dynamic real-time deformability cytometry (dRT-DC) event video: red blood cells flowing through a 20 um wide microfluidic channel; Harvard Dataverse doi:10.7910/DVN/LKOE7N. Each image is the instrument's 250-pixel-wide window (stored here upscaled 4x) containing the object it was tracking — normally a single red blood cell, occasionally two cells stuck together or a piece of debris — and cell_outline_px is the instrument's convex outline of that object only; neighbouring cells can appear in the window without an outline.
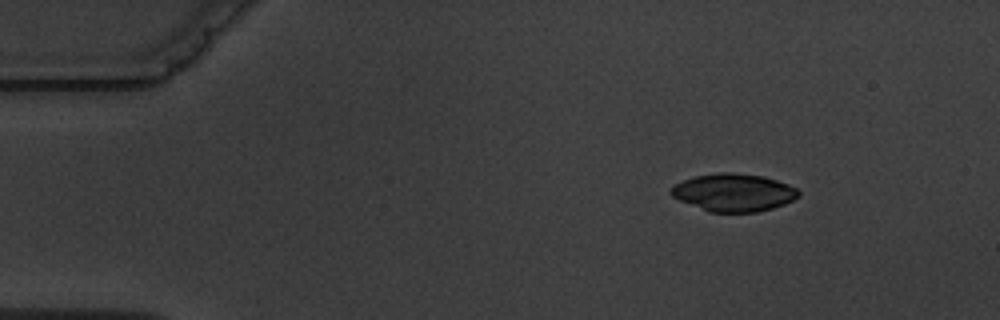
{"species": "common noctule bat (a hibernating species)", "species_latin": "Nyctalus noctula", "temperature_condition": "warm", "stored_images_in_passage": 5, "camera_frame_rate_fps": 3000, "um_per_image_px": 0.085, "animal": {"sex": "male", "body_mass_g": 19.5, "forearm_length_mm": 54.6}, "frame": {"image": 1, "passage_image": 1, "time_ms": 0.0, "image_size_px": [1000, 320], "cell_outline_px": [[800, 196], [784, 204], [772, 208], [756, 212], [708, 212], [680, 200], [672, 196], [668, 192], [676, 184], [684, 180], [696, 176], [720, 172], [732, 172], [764, 176], [788, 184], [796, 188], [800, 192]], "centroid_in_image_um": [62.37, 16.36], "position_along_channel_um": 22.6, "area_um2": 27.92}}